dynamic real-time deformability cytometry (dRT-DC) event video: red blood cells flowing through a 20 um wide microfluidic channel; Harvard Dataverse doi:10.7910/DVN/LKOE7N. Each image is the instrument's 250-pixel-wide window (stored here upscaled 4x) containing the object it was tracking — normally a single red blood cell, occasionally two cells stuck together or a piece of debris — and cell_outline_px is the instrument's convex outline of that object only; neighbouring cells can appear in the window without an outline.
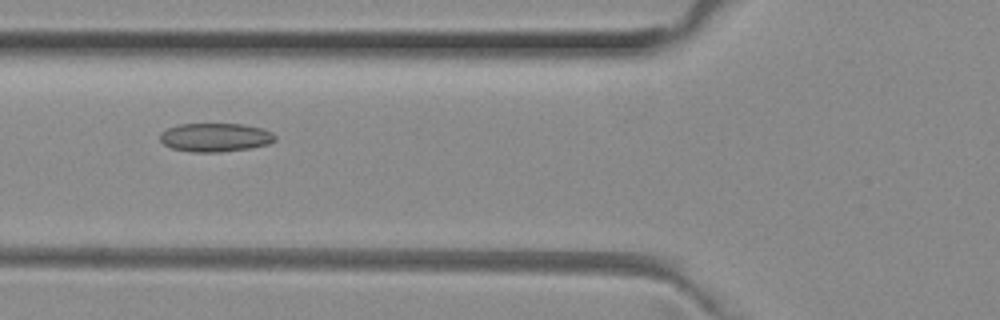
{"species": "common noctule bat (a hibernating species)", "species_latin": "Nyctalus noctula", "temperature_condition": "room temperature", "stored_images_in_passage": 14, "camera_frame_rate_fps": 3000, "um_per_image_px": 0.085, "animal": {"sex": "female", "body_mass_g": 29.2, "forearm_length_mm": 56.3}, "frame": {"image": 1, "passage_image": 4, "time_ms": 1.0, "image_size_px": [1000, 320], "cell_outline_px": [[276, 140], [268, 144], [252, 148], [220, 152], [192, 152], [172, 148], [164, 144], [160, 140], [160, 132], [176, 124], [244, 124], [264, 128], [272, 132], [276, 136]], "centroid_in_image_um": [18.32, 11.67], "position_along_channel_um": 107.5, "area_um2": 19.42}}
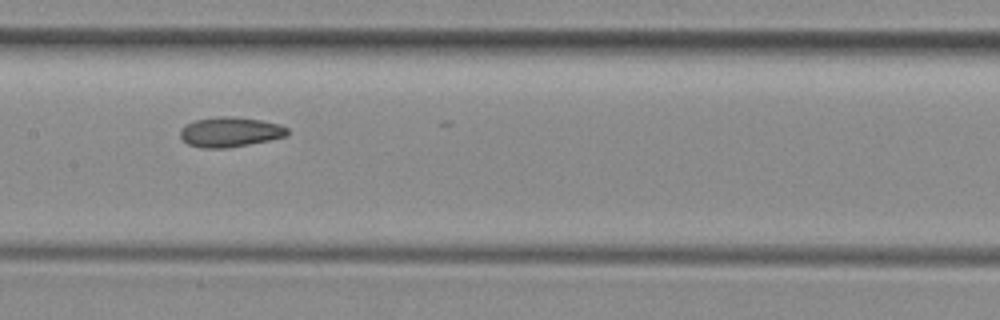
{"frame": {"image": 2, "passage_image": 10, "time_ms": 3.0, "image_size_px": [1000, 320], "cell_outline_px": [[288, 136], [228, 148], [200, 148], [188, 144], [180, 136], [180, 128], [184, 124], [196, 120], [216, 116], [228, 116], [260, 120], [280, 124], [288, 128]], "centroid_in_image_um": [19.53, 11.22], "position_along_channel_um": 187.9, "area_um2": 18.73}}
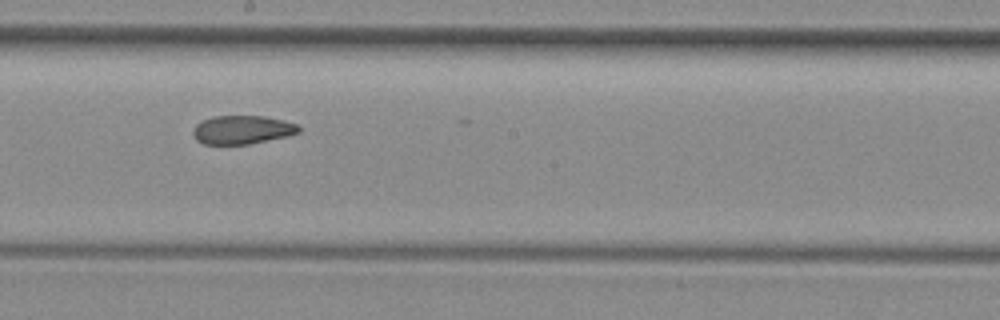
{"frame": {"image": 3, "passage_image": 13, "time_ms": 4.0, "image_size_px": [1000, 320], "cell_outline_px": [[300, 132], [284, 136], [248, 144], [204, 144], [196, 140], [192, 132], [196, 124], [204, 120], [216, 116], [264, 116], [284, 120], [296, 124], [300, 128]], "centroid_in_image_um": [20.57, 11.02], "position_along_channel_um": 227.6, "area_um2": 17.34}}